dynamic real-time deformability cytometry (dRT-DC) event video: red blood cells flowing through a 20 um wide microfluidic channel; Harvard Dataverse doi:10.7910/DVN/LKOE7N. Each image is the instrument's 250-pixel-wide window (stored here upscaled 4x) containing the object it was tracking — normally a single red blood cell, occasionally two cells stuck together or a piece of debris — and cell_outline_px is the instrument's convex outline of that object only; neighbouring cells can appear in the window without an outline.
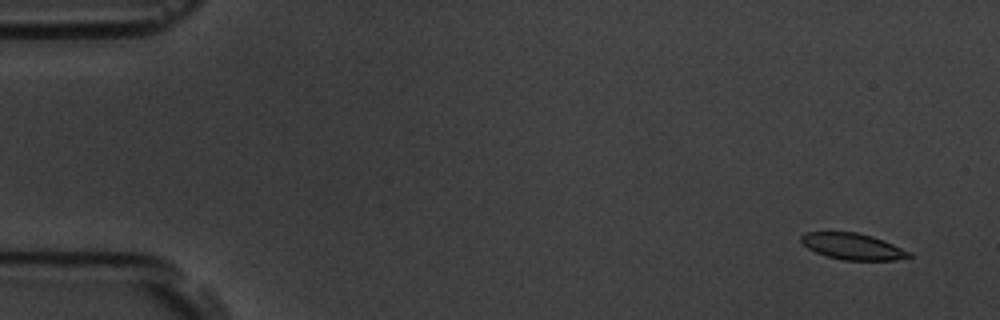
{"species": "common noctule bat (a hibernating species)", "species_latin": "Nyctalus noctula", "temperature_condition": "room temperature", "stored_images_in_passage": 6, "camera_frame_rate_fps": 3000, "um_per_image_px": 0.085, "animal": {"sex": "male", "body_mass_g": 19.5, "forearm_length_mm": 54.6}, "frame": {"image": 1, "passage_image": 1, "time_ms": 0.0, "image_size_px": [1000, 320], "cell_outline_px": [[912, 256], [896, 260], [844, 260], [828, 256], [816, 252], [808, 248], [800, 240], [800, 236], [804, 232], [856, 232], [872, 236], [884, 240], [912, 252]], "centroid_in_image_um": [72.5, 20.94], "position_along_channel_um": 12.5, "area_um2": 16.53}}